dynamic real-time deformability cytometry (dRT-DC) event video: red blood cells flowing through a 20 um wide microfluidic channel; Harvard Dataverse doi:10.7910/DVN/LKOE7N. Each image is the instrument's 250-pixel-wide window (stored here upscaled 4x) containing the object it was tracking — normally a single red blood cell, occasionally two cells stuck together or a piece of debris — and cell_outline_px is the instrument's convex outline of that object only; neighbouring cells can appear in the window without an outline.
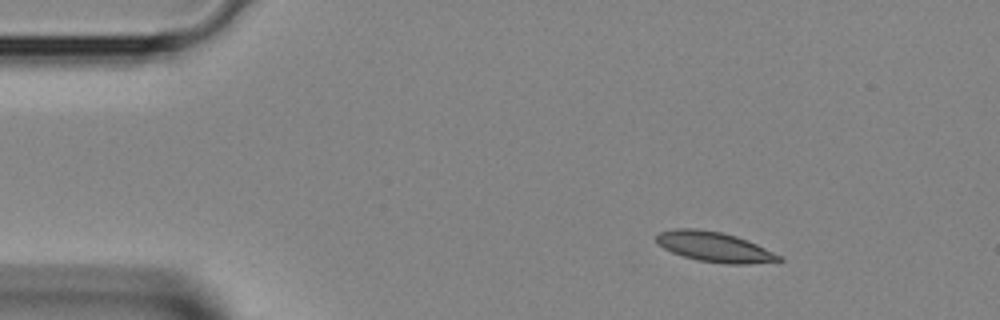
{"species": "Egyptian fruit bat (a non-hibernating species)", "species_latin": "Rousettus aegyptiacus", "temperature_condition": "room temperature", "stored_images_in_passage": 36, "camera_frame_rate_fps": 3000, "um_per_image_px": 0.085, "animal": {"sex": "female"}, "frame": {"image": 1, "passage_image": 1, "time_ms": 0.0, "image_size_px": [1000, 320], "cell_outline_px": [[784, 260], [748, 264], [728, 264], [700, 260], [684, 256], [672, 252], [664, 248], [656, 240], [656, 232], [672, 228], [696, 228], [720, 232], [736, 236], [748, 240], [780, 256]], "centroid_in_image_um": [60.68, 20.96], "position_along_channel_um": 24.3, "area_um2": 21.21}}
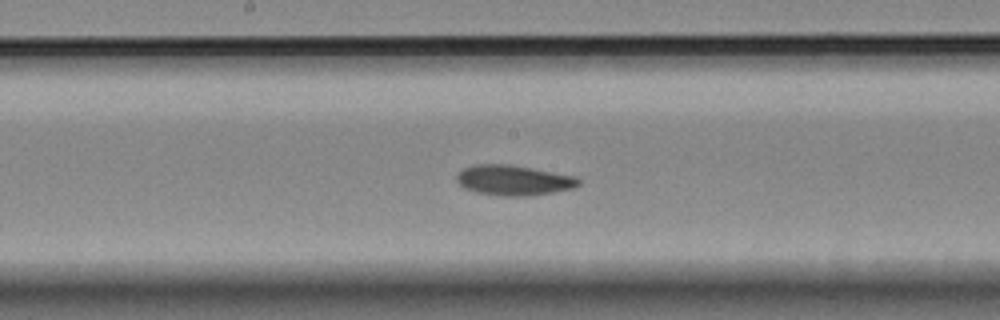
{"frame": {"image": 2, "passage_image": 16, "time_ms": 5.0, "image_size_px": [1000, 320], "cell_outline_px": [[580, 184], [576, 188], [528, 196], [500, 196], [476, 192], [464, 188], [456, 180], [456, 176], [464, 168], [472, 164], [512, 164], [576, 176], [580, 180]], "centroid_in_image_um": [43.67, 15.31], "position_along_channel_um": 204.5, "area_um2": 21.68}}
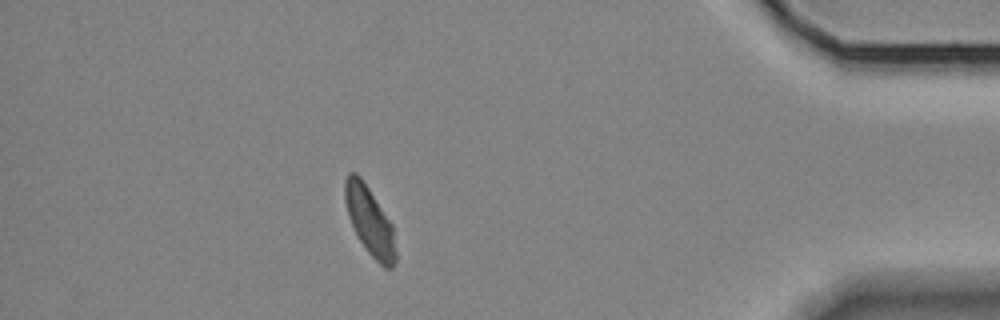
{"frame": {"image": 3, "passage_image": 31, "time_ms": 10.0, "image_size_px": [1000, 320], "cell_outline_px": [[396, 260], [392, 268], [384, 268], [368, 252], [360, 240], [348, 216], [344, 200], [344, 180], [348, 172], [356, 172], [360, 176], [392, 224], [396, 252]], "centroid_in_image_um": [31.41, 18.77], "position_along_channel_um": 403.8, "area_um2": 20.0}}